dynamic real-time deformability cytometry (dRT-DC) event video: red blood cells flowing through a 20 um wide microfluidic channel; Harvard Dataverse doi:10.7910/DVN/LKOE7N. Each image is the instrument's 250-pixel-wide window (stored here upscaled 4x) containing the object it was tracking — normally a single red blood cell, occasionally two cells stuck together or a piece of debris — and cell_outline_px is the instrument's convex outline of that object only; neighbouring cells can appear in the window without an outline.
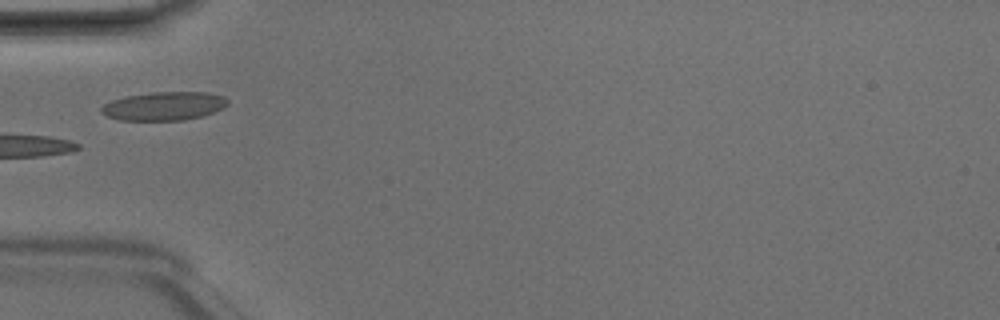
{"species": "Egyptian fruit bat (a non-hibernating species)", "species_latin": "Rousettus aegyptiacus", "temperature_condition": "room temperature", "stored_images_in_passage": 6, "camera_frame_rate_fps": 3000, "um_per_image_px": 0.085, "animal": {"sex": "male"}, "frame": {"image": 1, "passage_image": 5, "time_ms": 1.333, "image_size_px": [1000, 320], "cell_outline_px": [[228, 104], [212, 112], [200, 116], [184, 120], [120, 120], [108, 116], [100, 112], [100, 108], [104, 104], [112, 100], [124, 96], [152, 92], [204, 92], [224, 96], [228, 100]], "centroid_in_image_um": [13.9, 9.01], "position_along_channel_um": 71.1, "area_um2": 20.87}}